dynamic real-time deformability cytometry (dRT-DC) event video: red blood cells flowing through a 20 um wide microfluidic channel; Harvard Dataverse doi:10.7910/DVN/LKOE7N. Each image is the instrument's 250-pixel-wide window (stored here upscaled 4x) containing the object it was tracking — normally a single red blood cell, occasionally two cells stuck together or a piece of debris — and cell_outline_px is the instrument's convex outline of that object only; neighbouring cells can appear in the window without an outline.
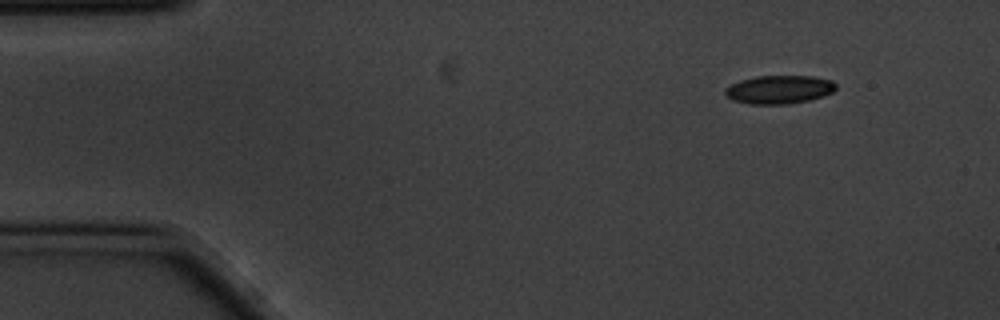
{"species": "common noctule bat (a hibernating species)", "species_latin": "Nyctalus noctula", "temperature_condition": "cold", "stored_images_in_passage": 52, "camera_frame_rate_fps": 3000, "um_per_image_px": 0.085, "animal": {"sex": "male", "body_mass_g": 20.1, "forearm_length_mm": 53.5}, "frame": {"image": 1, "passage_image": 1, "time_ms": 0.0, "image_size_px": [1000, 320], "cell_outline_px": [[836, 88], [832, 92], [824, 96], [808, 100], [788, 104], [748, 104], [732, 100], [724, 96], [724, 88], [740, 80], [756, 76], [812, 76], [832, 80], [836, 84]], "centroid_in_image_um": [66.2, 7.61], "position_along_channel_um": 18.8, "area_um2": 18.5}}
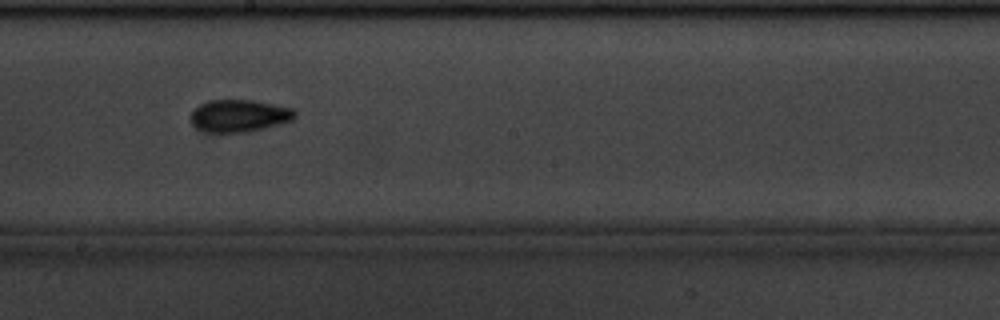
{"frame": {"image": 2, "passage_image": 26, "time_ms": 8.333, "image_size_px": [1000, 320], "cell_outline_px": [[296, 116], [292, 120], [264, 128], [248, 132], [208, 132], [196, 128], [192, 124], [192, 112], [200, 104], [208, 100], [252, 100], [292, 108], [296, 112]], "centroid_in_image_um": [20.33, 9.84], "position_along_channel_um": 227.9, "area_um2": 19.42}}
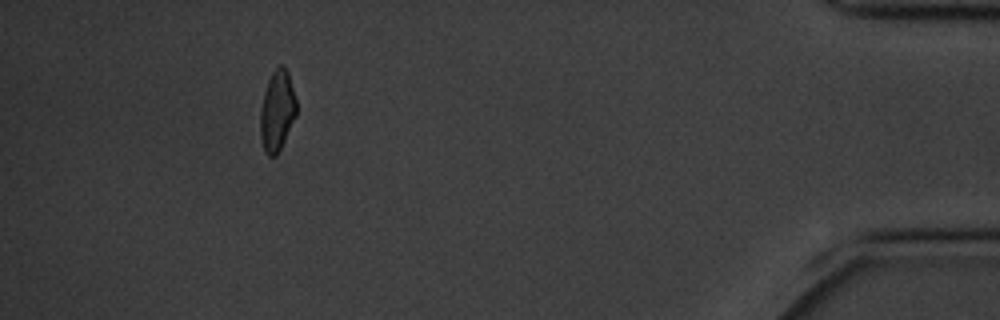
{"frame": {"image": 3, "passage_image": 47, "time_ms": 15.333, "image_size_px": [1000, 320], "cell_outline_px": [[296, 116], [280, 152], [276, 156], [268, 156], [264, 152], [260, 140], [260, 108], [264, 92], [268, 80], [272, 72], [280, 64], [284, 64], [288, 72], [296, 100]], "centroid_in_image_um": [23.55, 9.46], "position_along_channel_um": 411.7, "area_um2": 17.34}, "authors_computed_cell_mechanics": {"area_um2": 18.207, "velocity_mm_per_s": 3.499, "shape_relaxation_time_tau1_ms": 3.3745, "shape_relaxation_time_tau2_ms": 2.0775, "deformation_change_tau1": 0.1176, "deformation_change_tau2": 0.0903}}